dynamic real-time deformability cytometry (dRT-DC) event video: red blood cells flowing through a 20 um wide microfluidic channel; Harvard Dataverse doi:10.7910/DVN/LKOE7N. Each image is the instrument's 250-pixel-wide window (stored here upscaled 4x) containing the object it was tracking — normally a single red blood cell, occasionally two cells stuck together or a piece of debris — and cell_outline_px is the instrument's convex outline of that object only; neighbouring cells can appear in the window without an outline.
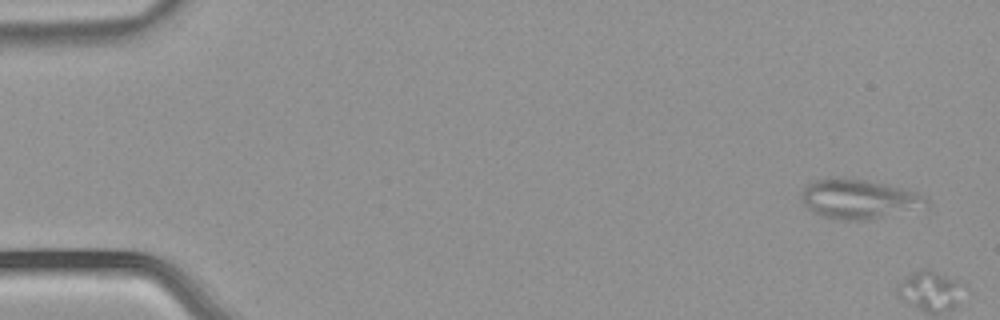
{"species": "common noctule bat (a hibernating species)", "species_latin": "Nyctalus noctula", "temperature_condition": "warm", "stored_images_in_passage": 7, "segment_of_instrument_passage": [1, 3], "camera_frame_rate_fps": 3000, "um_per_image_px": 0.085, "animal": {"sex": "male", "body_mass_g": 21.5, "forearm_length_mm": 52.0}, "frame": {"image": 1, "passage_image": 1, "time_ms": 0.0, "image_size_px": [1000, 320], "cell_outline_px": [[928, 208], [868, 220], [844, 220], [824, 216], [808, 208], [804, 204], [800, 196], [800, 192], [804, 184], [816, 180], [868, 180], [888, 184], [920, 192], [928, 196]], "centroid_in_image_um": [73.12, 16.94], "position_along_channel_um": 11.9, "area_um2": 28.84}}